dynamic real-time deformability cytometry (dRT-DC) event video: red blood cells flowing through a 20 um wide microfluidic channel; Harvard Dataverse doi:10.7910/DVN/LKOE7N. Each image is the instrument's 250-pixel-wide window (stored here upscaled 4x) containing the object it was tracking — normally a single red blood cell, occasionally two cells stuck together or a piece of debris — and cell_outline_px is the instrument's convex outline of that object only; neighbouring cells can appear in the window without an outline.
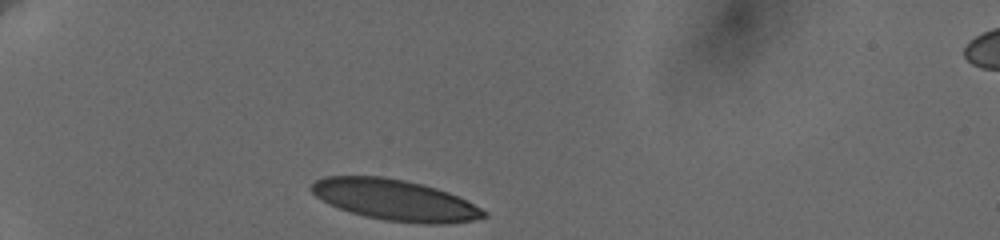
{"species": "human", "species_latin": "Homo sapiens", "temperature_condition": "cold", "stored_images_in_passage": 20, "camera_frame_rate_fps": 3000, "um_per_image_px": 0.085, "donor": {"sex": "female"}, "frame": {"image": 1, "passage_image": 1, "time_ms": 0.0, "image_size_px": [1000, 240], "cell_outline_px": [[488, 216], [472, 220], [448, 224], [424, 224], [384, 220], [364, 216], [328, 204], [316, 196], [308, 188], [316, 180], [324, 176], [384, 176], [404, 180], [436, 188], [448, 192], [488, 212]], "centroid_in_image_um": [33.55, 17.0], "position_along_channel_um": 51.5, "area_um2": 40.92}}
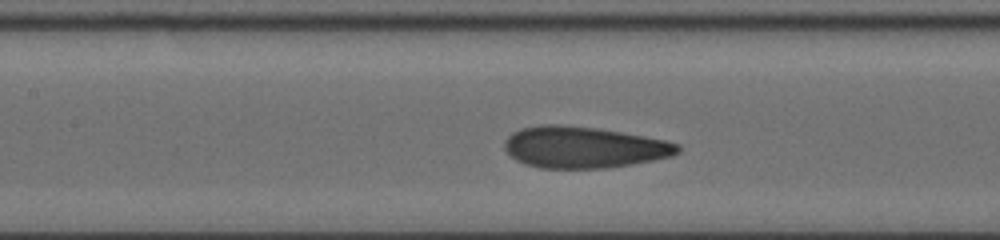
{"frame": {"image": 2, "passage_image": 12, "time_ms": 4.0, "image_size_px": [1000, 240], "cell_outline_px": [[680, 152], [672, 156], [632, 164], [604, 168], [540, 168], [524, 164], [516, 160], [504, 148], [504, 140], [512, 132], [520, 128], [540, 124], [560, 124], [596, 128], [644, 136], [664, 140], [680, 144]], "centroid_in_image_um": [49.59, 12.51], "position_along_channel_um": 157.8, "area_um2": 41.91}}
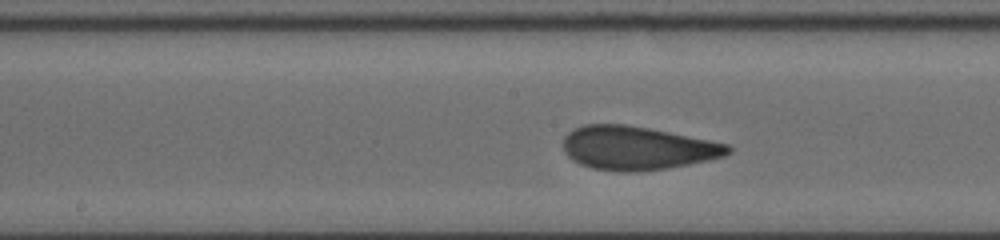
{"frame": {"image": 3, "passage_image": 15, "time_ms": 5.0, "image_size_px": [1000, 240], "cell_outline_px": [[732, 152], [724, 156], [708, 160], [668, 168], [636, 172], [616, 172], [592, 168], [580, 164], [572, 160], [564, 152], [564, 136], [568, 132], [584, 124], [624, 124], [648, 128], [728, 144], [732, 148]], "centroid_in_image_um": [54.14, 12.59], "position_along_channel_um": 194.1, "area_um2": 41.79}}